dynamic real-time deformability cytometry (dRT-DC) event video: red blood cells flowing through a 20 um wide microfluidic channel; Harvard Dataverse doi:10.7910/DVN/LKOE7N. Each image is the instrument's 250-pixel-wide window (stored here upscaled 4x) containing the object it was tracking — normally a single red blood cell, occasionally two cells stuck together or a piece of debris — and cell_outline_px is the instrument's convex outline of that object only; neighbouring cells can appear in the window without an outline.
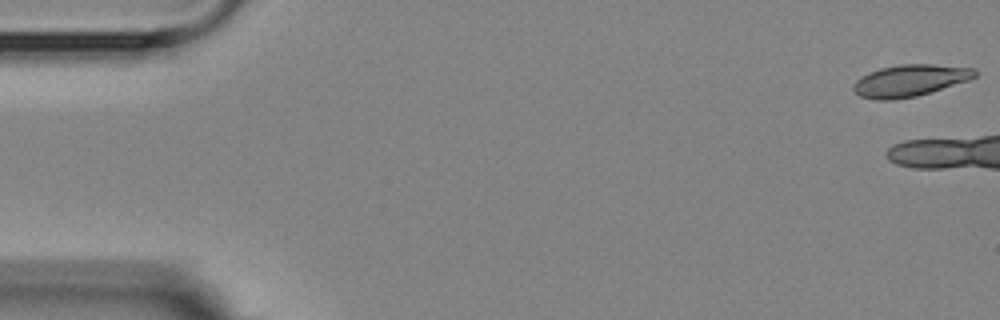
{"species": "Egyptian fruit bat (a non-hibernating species)", "species_latin": "Rousettus aegyptiacus", "temperature_condition": "room temperature", "stored_images_in_passage": 3, "camera_frame_rate_fps": 3000, "um_per_image_px": 0.085, "animal": {"sex": "female"}, "frame": {"image": 1, "passage_image": 1, "time_ms": 0.0, "image_size_px": [1000, 320], "cell_outline_px": [[976, 76], [968, 80], [916, 96], [892, 100], [876, 100], [860, 96], [852, 88], [852, 84], [860, 76], [868, 72], [880, 68], [900, 64], [932, 64], [976, 68]], "centroid_in_image_um": [77.3, 6.84], "position_along_channel_um": 7.7, "area_um2": 22.48}}